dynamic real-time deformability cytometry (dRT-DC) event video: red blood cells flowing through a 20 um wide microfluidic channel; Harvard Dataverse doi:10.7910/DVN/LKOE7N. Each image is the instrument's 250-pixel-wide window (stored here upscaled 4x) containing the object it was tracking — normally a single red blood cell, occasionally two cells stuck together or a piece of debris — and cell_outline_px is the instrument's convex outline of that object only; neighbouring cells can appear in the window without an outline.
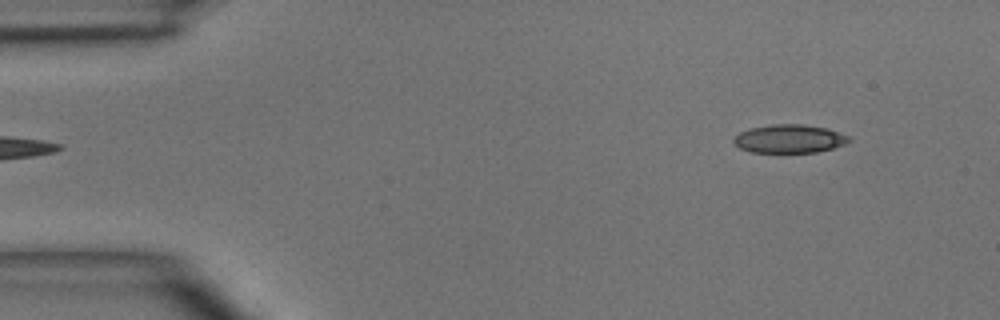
{"species": "common noctule bat (a hibernating species)", "species_latin": "Nyctalus noctula", "temperature_condition": "room temperature", "stored_images_in_passage": 3, "segment_of_instrument_passage": [2, 2], "camera_frame_rate_fps": 3000, "um_per_image_px": 0.085, "animal": {"sex": "male", "body_mass_g": 15.6}, "frame": {"image": 1, "passage_image": 3, "time_ms": 3.0, "image_size_px": [1000, 320], "cell_outline_px": [[852, 140], [844, 144], [832, 148], [816, 152], [752, 152], [740, 148], [732, 140], [740, 132], [752, 128], [772, 124], [804, 124], [828, 128], [848, 136]], "centroid_in_image_um": [67.12, 11.79], "position_along_channel_um": 17.9, "area_um2": 18.9}}